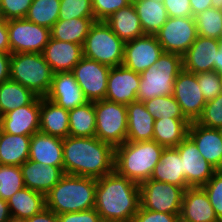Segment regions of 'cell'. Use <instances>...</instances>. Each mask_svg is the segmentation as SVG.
<instances>
[{"mask_svg":"<svg viewBox=\"0 0 222 222\" xmlns=\"http://www.w3.org/2000/svg\"><path fill=\"white\" fill-rule=\"evenodd\" d=\"M216 6L218 7L219 11H220L221 14H222V0H217Z\"/></svg>","mask_w":222,"mask_h":222,"instance_id":"obj_54","label":"cell"},{"mask_svg":"<svg viewBox=\"0 0 222 222\" xmlns=\"http://www.w3.org/2000/svg\"><path fill=\"white\" fill-rule=\"evenodd\" d=\"M140 77L139 73L123 65L111 67L105 99L125 105L137 101Z\"/></svg>","mask_w":222,"mask_h":222,"instance_id":"obj_18","label":"cell"},{"mask_svg":"<svg viewBox=\"0 0 222 222\" xmlns=\"http://www.w3.org/2000/svg\"><path fill=\"white\" fill-rule=\"evenodd\" d=\"M219 41H222V30H221V33H220Z\"/></svg>","mask_w":222,"mask_h":222,"instance_id":"obj_58","label":"cell"},{"mask_svg":"<svg viewBox=\"0 0 222 222\" xmlns=\"http://www.w3.org/2000/svg\"><path fill=\"white\" fill-rule=\"evenodd\" d=\"M58 222H99L100 215L94 209H88L80 212H68L57 215Z\"/></svg>","mask_w":222,"mask_h":222,"instance_id":"obj_48","label":"cell"},{"mask_svg":"<svg viewBox=\"0 0 222 222\" xmlns=\"http://www.w3.org/2000/svg\"><path fill=\"white\" fill-rule=\"evenodd\" d=\"M183 70L198 74L215 71L222 75V50L219 40L198 35L182 56Z\"/></svg>","mask_w":222,"mask_h":222,"instance_id":"obj_11","label":"cell"},{"mask_svg":"<svg viewBox=\"0 0 222 222\" xmlns=\"http://www.w3.org/2000/svg\"><path fill=\"white\" fill-rule=\"evenodd\" d=\"M115 148L95 137L63 139L65 174L101 178L114 171Z\"/></svg>","mask_w":222,"mask_h":222,"instance_id":"obj_1","label":"cell"},{"mask_svg":"<svg viewBox=\"0 0 222 222\" xmlns=\"http://www.w3.org/2000/svg\"><path fill=\"white\" fill-rule=\"evenodd\" d=\"M189 125L187 119H157L154 121L153 140L165 148L176 147L188 136Z\"/></svg>","mask_w":222,"mask_h":222,"instance_id":"obj_31","label":"cell"},{"mask_svg":"<svg viewBox=\"0 0 222 222\" xmlns=\"http://www.w3.org/2000/svg\"><path fill=\"white\" fill-rule=\"evenodd\" d=\"M99 222H115V221H109V220H102V219H100Z\"/></svg>","mask_w":222,"mask_h":222,"instance_id":"obj_56","label":"cell"},{"mask_svg":"<svg viewBox=\"0 0 222 222\" xmlns=\"http://www.w3.org/2000/svg\"><path fill=\"white\" fill-rule=\"evenodd\" d=\"M96 137L114 148L126 142L127 106L106 99L94 101Z\"/></svg>","mask_w":222,"mask_h":222,"instance_id":"obj_8","label":"cell"},{"mask_svg":"<svg viewBox=\"0 0 222 222\" xmlns=\"http://www.w3.org/2000/svg\"><path fill=\"white\" fill-rule=\"evenodd\" d=\"M164 148L155 140L126 141L115 147L114 170L119 175L140 184L150 179Z\"/></svg>","mask_w":222,"mask_h":222,"instance_id":"obj_4","label":"cell"},{"mask_svg":"<svg viewBox=\"0 0 222 222\" xmlns=\"http://www.w3.org/2000/svg\"><path fill=\"white\" fill-rule=\"evenodd\" d=\"M3 19L2 13H1V8H0V20Z\"/></svg>","mask_w":222,"mask_h":222,"instance_id":"obj_59","label":"cell"},{"mask_svg":"<svg viewBox=\"0 0 222 222\" xmlns=\"http://www.w3.org/2000/svg\"><path fill=\"white\" fill-rule=\"evenodd\" d=\"M40 100L41 97L38 96L31 104L21 106L0 116V129L12 135L32 136L39 132Z\"/></svg>","mask_w":222,"mask_h":222,"instance_id":"obj_17","label":"cell"},{"mask_svg":"<svg viewBox=\"0 0 222 222\" xmlns=\"http://www.w3.org/2000/svg\"><path fill=\"white\" fill-rule=\"evenodd\" d=\"M42 54L53 73L72 72L83 58V45L50 38Z\"/></svg>","mask_w":222,"mask_h":222,"instance_id":"obj_21","label":"cell"},{"mask_svg":"<svg viewBox=\"0 0 222 222\" xmlns=\"http://www.w3.org/2000/svg\"><path fill=\"white\" fill-rule=\"evenodd\" d=\"M73 18H95L92 9V0H60L58 20Z\"/></svg>","mask_w":222,"mask_h":222,"instance_id":"obj_40","label":"cell"},{"mask_svg":"<svg viewBox=\"0 0 222 222\" xmlns=\"http://www.w3.org/2000/svg\"><path fill=\"white\" fill-rule=\"evenodd\" d=\"M193 17L207 10L208 8L215 7L217 0H189Z\"/></svg>","mask_w":222,"mask_h":222,"instance_id":"obj_52","label":"cell"},{"mask_svg":"<svg viewBox=\"0 0 222 222\" xmlns=\"http://www.w3.org/2000/svg\"><path fill=\"white\" fill-rule=\"evenodd\" d=\"M97 179L64 174L45 195L46 208L56 215L95 207Z\"/></svg>","mask_w":222,"mask_h":222,"instance_id":"obj_3","label":"cell"},{"mask_svg":"<svg viewBox=\"0 0 222 222\" xmlns=\"http://www.w3.org/2000/svg\"><path fill=\"white\" fill-rule=\"evenodd\" d=\"M24 181L20 166L0 164V198L8 200L23 189Z\"/></svg>","mask_w":222,"mask_h":222,"instance_id":"obj_39","label":"cell"},{"mask_svg":"<svg viewBox=\"0 0 222 222\" xmlns=\"http://www.w3.org/2000/svg\"><path fill=\"white\" fill-rule=\"evenodd\" d=\"M10 51L14 53H43L51 38V29L23 19L7 21Z\"/></svg>","mask_w":222,"mask_h":222,"instance_id":"obj_10","label":"cell"},{"mask_svg":"<svg viewBox=\"0 0 222 222\" xmlns=\"http://www.w3.org/2000/svg\"><path fill=\"white\" fill-rule=\"evenodd\" d=\"M69 111L45 97L40 100L39 131L64 139L69 136Z\"/></svg>","mask_w":222,"mask_h":222,"instance_id":"obj_26","label":"cell"},{"mask_svg":"<svg viewBox=\"0 0 222 222\" xmlns=\"http://www.w3.org/2000/svg\"><path fill=\"white\" fill-rule=\"evenodd\" d=\"M144 34L156 35L168 19L163 2L154 0H138L133 2Z\"/></svg>","mask_w":222,"mask_h":222,"instance_id":"obj_32","label":"cell"},{"mask_svg":"<svg viewBox=\"0 0 222 222\" xmlns=\"http://www.w3.org/2000/svg\"><path fill=\"white\" fill-rule=\"evenodd\" d=\"M143 103L154 120L160 118L186 119L173 95L154 97Z\"/></svg>","mask_w":222,"mask_h":222,"instance_id":"obj_37","label":"cell"},{"mask_svg":"<svg viewBox=\"0 0 222 222\" xmlns=\"http://www.w3.org/2000/svg\"><path fill=\"white\" fill-rule=\"evenodd\" d=\"M33 0H0L2 16L5 20L25 18Z\"/></svg>","mask_w":222,"mask_h":222,"instance_id":"obj_44","label":"cell"},{"mask_svg":"<svg viewBox=\"0 0 222 222\" xmlns=\"http://www.w3.org/2000/svg\"><path fill=\"white\" fill-rule=\"evenodd\" d=\"M95 18L58 20L51 28V38L83 45Z\"/></svg>","mask_w":222,"mask_h":222,"instance_id":"obj_33","label":"cell"},{"mask_svg":"<svg viewBox=\"0 0 222 222\" xmlns=\"http://www.w3.org/2000/svg\"><path fill=\"white\" fill-rule=\"evenodd\" d=\"M168 17H193L189 0H163Z\"/></svg>","mask_w":222,"mask_h":222,"instance_id":"obj_47","label":"cell"},{"mask_svg":"<svg viewBox=\"0 0 222 222\" xmlns=\"http://www.w3.org/2000/svg\"><path fill=\"white\" fill-rule=\"evenodd\" d=\"M105 22L124 42L143 36L144 32L133 3L113 13Z\"/></svg>","mask_w":222,"mask_h":222,"instance_id":"obj_29","label":"cell"},{"mask_svg":"<svg viewBox=\"0 0 222 222\" xmlns=\"http://www.w3.org/2000/svg\"><path fill=\"white\" fill-rule=\"evenodd\" d=\"M129 4L128 0H92L95 21H105L113 13Z\"/></svg>","mask_w":222,"mask_h":222,"instance_id":"obj_45","label":"cell"},{"mask_svg":"<svg viewBox=\"0 0 222 222\" xmlns=\"http://www.w3.org/2000/svg\"><path fill=\"white\" fill-rule=\"evenodd\" d=\"M150 179L170 183L185 190L189 188L183 175L182 158L175 147L164 148Z\"/></svg>","mask_w":222,"mask_h":222,"instance_id":"obj_27","label":"cell"},{"mask_svg":"<svg viewBox=\"0 0 222 222\" xmlns=\"http://www.w3.org/2000/svg\"><path fill=\"white\" fill-rule=\"evenodd\" d=\"M163 52L155 35L144 34L125 42L122 65L141 74L153 66Z\"/></svg>","mask_w":222,"mask_h":222,"instance_id":"obj_15","label":"cell"},{"mask_svg":"<svg viewBox=\"0 0 222 222\" xmlns=\"http://www.w3.org/2000/svg\"><path fill=\"white\" fill-rule=\"evenodd\" d=\"M0 52L11 54L7 20L4 18L0 20Z\"/></svg>","mask_w":222,"mask_h":222,"instance_id":"obj_50","label":"cell"},{"mask_svg":"<svg viewBox=\"0 0 222 222\" xmlns=\"http://www.w3.org/2000/svg\"><path fill=\"white\" fill-rule=\"evenodd\" d=\"M12 219L25 221L46 208L45 195L27 187L7 200Z\"/></svg>","mask_w":222,"mask_h":222,"instance_id":"obj_28","label":"cell"},{"mask_svg":"<svg viewBox=\"0 0 222 222\" xmlns=\"http://www.w3.org/2000/svg\"><path fill=\"white\" fill-rule=\"evenodd\" d=\"M176 222H184V221H182V220L179 218Z\"/></svg>","mask_w":222,"mask_h":222,"instance_id":"obj_61","label":"cell"},{"mask_svg":"<svg viewBox=\"0 0 222 222\" xmlns=\"http://www.w3.org/2000/svg\"><path fill=\"white\" fill-rule=\"evenodd\" d=\"M130 3H133V2H135V1H138V0H128Z\"/></svg>","mask_w":222,"mask_h":222,"instance_id":"obj_60","label":"cell"},{"mask_svg":"<svg viewBox=\"0 0 222 222\" xmlns=\"http://www.w3.org/2000/svg\"><path fill=\"white\" fill-rule=\"evenodd\" d=\"M69 136L95 137L96 115L94 102L88 101L69 111Z\"/></svg>","mask_w":222,"mask_h":222,"instance_id":"obj_35","label":"cell"},{"mask_svg":"<svg viewBox=\"0 0 222 222\" xmlns=\"http://www.w3.org/2000/svg\"><path fill=\"white\" fill-rule=\"evenodd\" d=\"M202 188L205 190L217 218L222 222V170H218Z\"/></svg>","mask_w":222,"mask_h":222,"instance_id":"obj_43","label":"cell"},{"mask_svg":"<svg viewBox=\"0 0 222 222\" xmlns=\"http://www.w3.org/2000/svg\"><path fill=\"white\" fill-rule=\"evenodd\" d=\"M110 69L85 57L73 68L72 73L88 101L105 99Z\"/></svg>","mask_w":222,"mask_h":222,"instance_id":"obj_13","label":"cell"},{"mask_svg":"<svg viewBox=\"0 0 222 222\" xmlns=\"http://www.w3.org/2000/svg\"><path fill=\"white\" fill-rule=\"evenodd\" d=\"M197 34L219 40L222 30V14L218 7H211L194 16Z\"/></svg>","mask_w":222,"mask_h":222,"instance_id":"obj_38","label":"cell"},{"mask_svg":"<svg viewBox=\"0 0 222 222\" xmlns=\"http://www.w3.org/2000/svg\"><path fill=\"white\" fill-rule=\"evenodd\" d=\"M45 98L68 111L88 102L72 72L54 73Z\"/></svg>","mask_w":222,"mask_h":222,"instance_id":"obj_19","label":"cell"},{"mask_svg":"<svg viewBox=\"0 0 222 222\" xmlns=\"http://www.w3.org/2000/svg\"><path fill=\"white\" fill-rule=\"evenodd\" d=\"M8 222H24V221L11 219V220H9Z\"/></svg>","mask_w":222,"mask_h":222,"instance_id":"obj_55","label":"cell"},{"mask_svg":"<svg viewBox=\"0 0 222 222\" xmlns=\"http://www.w3.org/2000/svg\"><path fill=\"white\" fill-rule=\"evenodd\" d=\"M179 218L184 222H221L202 187L185 190Z\"/></svg>","mask_w":222,"mask_h":222,"instance_id":"obj_22","label":"cell"},{"mask_svg":"<svg viewBox=\"0 0 222 222\" xmlns=\"http://www.w3.org/2000/svg\"><path fill=\"white\" fill-rule=\"evenodd\" d=\"M196 123L205 127L222 130V92L217 98L206 102L202 114Z\"/></svg>","mask_w":222,"mask_h":222,"instance_id":"obj_41","label":"cell"},{"mask_svg":"<svg viewBox=\"0 0 222 222\" xmlns=\"http://www.w3.org/2000/svg\"><path fill=\"white\" fill-rule=\"evenodd\" d=\"M219 48L222 50V41H219Z\"/></svg>","mask_w":222,"mask_h":222,"instance_id":"obj_57","label":"cell"},{"mask_svg":"<svg viewBox=\"0 0 222 222\" xmlns=\"http://www.w3.org/2000/svg\"><path fill=\"white\" fill-rule=\"evenodd\" d=\"M11 219L7 201L0 198V222H8Z\"/></svg>","mask_w":222,"mask_h":222,"instance_id":"obj_53","label":"cell"},{"mask_svg":"<svg viewBox=\"0 0 222 222\" xmlns=\"http://www.w3.org/2000/svg\"><path fill=\"white\" fill-rule=\"evenodd\" d=\"M183 165V175L189 187H202L218 171L200 154L195 143L187 136L175 147Z\"/></svg>","mask_w":222,"mask_h":222,"instance_id":"obj_16","label":"cell"},{"mask_svg":"<svg viewBox=\"0 0 222 222\" xmlns=\"http://www.w3.org/2000/svg\"><path fill=\"white\" fill-rule=\"evenodd\" d=\"M24 186L46 195L62 178L64 167L44 165L32 160L25 161L21 166Z\"/></svg>","mask_w":222,"mask_h":222,"instance_id":"obj_23","label":"cell"},{"mask_svg":"<svg viewBox=\"0 0 222 222\" xmlns=\"http://www.w3.org/2000/svg\"><path fill=\"white\" fill-rule=\"evenodd\" d=\"M197 81L206 102L217 98L222 92V75L215 71L198 73Z\"/></svg>","mask_w":222,"mask_h":222,"instance_id":"obj_42","label":"cell"},{"mask_svg":"<svg viewBox=\"0 0 222 222\" xmlns=\"http://www.w3.org/2000/svg\"><path fill=\"white\" fill-rule=\"evenodd\" d=\"M53 74L42 53L11 54L10 80L20 83L39 97L48 94Z\"/></svg>","mask_w":222,"mask_h":222,"instance_id":"obj_6","label":"cell"},{"mask_svg":"<svg viewBox=\"0 0 222 222\" xmlns=\"http://www.w3.org/2000/svg\"><path fill=\"white\" fill-rule=\"evenodd\" d=\"M60 0H33L25 19L49 29L58 21Z\"/></svg>","mask_w":222,"mask_h":222,"instance_id":"obj_36","label":"cell"},{"mask_svg":"<svg viewBox=\"0 0 222 222\" xmlns=\"http://www.w3.org/2000/svg\"><path fill=\"white\" fill-rule=\"evenodd\" d=\"M174 98L189 122H196L202 114L206 100L197 81V74L182 70L174 82Z\"/></svg>","mask_w":222,"mask_h":222,"instance_id":"obj_14","label":"cell"},{"mask_svg":"<svg viewBox=\"0 0 222 222\" xmlns=\"http://www.w3.org/2000/svg\"><path fill=\"white\" fill-rule=\"evenodd\" d=\"M24 222H58L57 215L48 208L26 219Z\"/></svg>","mask_w":222,"mask_h":222,"instance_id":"obj_51","label":"cell"},{"mask_svg":"<svg viewBox=\"0 0 222 222\" xmlns=\"http://www.w3.org/2000/svg\"><path fill=\"white\" fill-rule=\"evenodd\" d=\"M179 217L176 214L151 211L139 206L132 222H176Z\"/></svg>","mask_w":222,"mask_h":222,"instance_id":"obj_46","label":"cell"},{"mask_svg":"<svg viewBox=\"0 0 222 222\" xmlns=\"http://www.w3.org/2000/svg\"><path fill=\"white\" fill-rule=\"evenodd\" d=\"M31 136L12 135L0 129V164L21 166L29 159Z\"/></svg>","mask_w":222,"mask_h":222,"instance_id":"obj_30","label":"cell"},{"mask_svg":"<svg viewBox=\"0 0 222 222\" xmlns=\"http://www.w3.org/2000/svg\"><path fill=\"white\" fill-rule=\"evenodd\" d=\"M124 45L105 21H95L83 44V57L116 67L123 63Z\"/></svg>","mask_w":222,"mask_h":222,"instance_id":"obj_7","label":"cell"},{"mask_svg":"<svg viewBox=\"0 0 222 222\" xmlns=\"http://www.w3.org/2000/svg\"><path fill=\"white\" fill-rule=\"evenodd\" d=\"M38 96L18 82L7 80L0 84V116L31 104Z\"/></svg>","mask_w":222,"mask_h":222,"instance_id":"obj_34","label":"cell"},{"mask_svg":"<svg viewBox=\"0 0 222 222\" xmlns=\"http://www.w3.org/2000/svg\"><path fill=\"white\" fill-rule=\"evenodd\" d=\"M182 70L180 54L163 52L153 66L140 74L137 101L144 102L154 97L172 95L175 79Z\"/></svg>","mask_w":222,"mask_h":222,"instance_id":"obj_5","label":"cell"},{"mask_svg":"<svg viewBox=\"0 0 222 222\" xmlns=\"http://www.w3.org/2000/svg\"><path fill=\"white\" fill-rule=\"evenodd\" d=\"M140 206L139 184L115 170L97 178L94 209L102 220L132 222Z\"/></svg>","mask_w":222,"mask_h":222,"instance_id":"obj_2","label":"cell"},{"mask_svg":"<svg viewBox=\"0 0 222 222\" xmlns=\"http://www.w3.org/2000/svg\"><path fill=\"white\" fill-rule=\"evenodd\" d=\"M11 54L0 52V84L10 79Z\"/></svg>","mask_w":222,"mask_h":222,"instance_id":"obj_49","label":"cell"},{"mask_svg":"<svg viewBox=\"0 0 222 222\" xmlns=\"http://www.w3.org/2000/svg\"><path fill=\"white\" fill-rule=\"evenodd\" d=\"M126 141L141 142L153 140L154 117L147 111L143 102L127 104Z\"/></svg>","mask_w":222,"mask_h":222,"instance_id":"obj_25","label":"cell"},{"mask_svg":"<svg viewBox=\"0 0 222 222\" xmlns=\"http://www.w3.org/2000/svg\"><path fill=\"white\" fill-rule=\"evenodd\" d=\"M139 188L142 208L180 216L184 188L152 179L140 183Z\"/></svg>","mask_w":222,"mask_h":222,"instance_id":"obj_9","label":"cell"},{"mask_svg":"<svg viewBox=\"0 0 222 222\" xmlns=\"http://www.w3.org/2000/svg\"><path fill=\"white\" fill-rule=\"evenodd\" d=\"M188 137L195 143L202 157L217 170H222V130L190 122Z\"/></svg>","mask_w":222,"mask_h":222,"instance_id":"obj_20","label":"cell"},{"mask_svg":"<svg viewBox=\"0 0 222 222\" xmlns=\"http://www.w3.org/2000/svg\"><path fill=\"white\" fill-rule=\"evenodd\" d=\"M29 160L46 166L63 167V139L40 131L34 133L30 140Z\"/></svg>","mask_w":222,"mask_h":222,"instance_id":"obj_24","label":"cell"},{"mask_svg":"<svg viewBox=\"0 0 222 222\" xmlns=\"http://www.w3.org/2000/svg\"><path fill=\"white\" fill-rule=\"evenodd\" d=\"M155 36L164 52L183 56L198 36L195 18L168 17Z\"/></svg>","mask_w":222,"mask_h":222,"instance_id":"obj_12","label":"cell"}]
</instances>
